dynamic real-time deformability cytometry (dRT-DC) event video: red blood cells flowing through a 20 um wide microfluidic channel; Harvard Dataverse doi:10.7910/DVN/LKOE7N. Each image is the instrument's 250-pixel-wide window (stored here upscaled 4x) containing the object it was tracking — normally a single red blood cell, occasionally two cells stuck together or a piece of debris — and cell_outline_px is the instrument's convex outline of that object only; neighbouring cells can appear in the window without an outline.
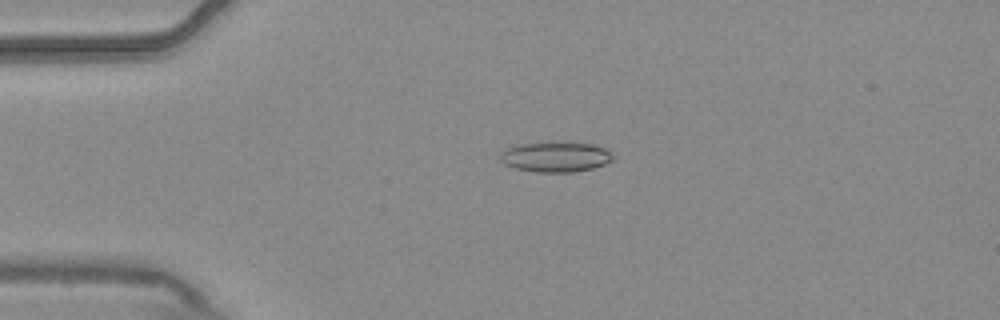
{"species": "common noctule bat (a hibernating species)", "species_latin": "Nyctalus noctula", "temperature_condition": "warm", "stored_images_in_passage": 3, "camera_frame_rate_fps": 3000, "um_per_image_px": 0.085, "animal": {"sex": "male", "body_mass_g": 20.4}, "frame": {"image": 1, "passage_image": 2, "time_ms": 0.333, "image_size_px": [1000, 320], "cell_outline_px": [[616, 156], [612, 160], [604, 164], [592, 168], [576, 172], [536, 172], [516, 168], [504, 164], [500, 160], [500, 152], [504, 148], [516, 144], [592, 144], [604, 148], [612, 152]], "centroid_in_image_um": [47.21, 13.36], "position_along_channel_um": 37.8, "area_um2": 19.48}}